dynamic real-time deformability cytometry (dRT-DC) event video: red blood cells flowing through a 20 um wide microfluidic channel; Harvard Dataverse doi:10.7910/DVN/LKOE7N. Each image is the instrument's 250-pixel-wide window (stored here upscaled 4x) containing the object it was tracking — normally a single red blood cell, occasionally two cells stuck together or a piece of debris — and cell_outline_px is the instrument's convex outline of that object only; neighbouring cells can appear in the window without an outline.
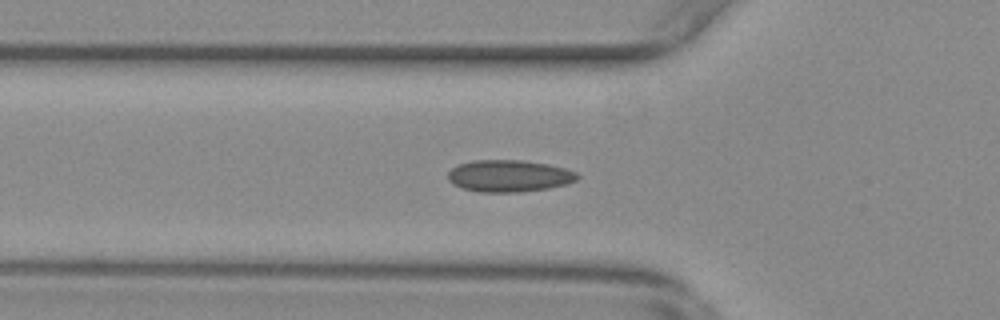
{"species": "common noctule bat (a hibernating species)", "species_latin": "Nyctalus noctula", "temperature_condition": "warm", "stored_images_in_passage": 40, "camera_frame_rate_fps": 3000, "um_per_image_px": 0.085, "animal": {"sex": "female", "body_mass_g": 29.2, "forearm_length_mm": 56.3}, "frame": {"image": 1, "passage_image": 2, "time_ms": 0.333, "image_size_px": [1000, 320], "cell_outline_px": [[580, 176], [576, 180], [564, 184], [548, 188], [520, 192], [480, 192], [460, 188], [452, 184], [448, 180], [448, 172], [456, 164], [472, 160], [520, 160], [548, 164], [564, 168], [576, 172]], "centroid_in_image_um": [43.21, 14.95], "position_along_channel_um": 82.6, "area_um2": 24.16}}
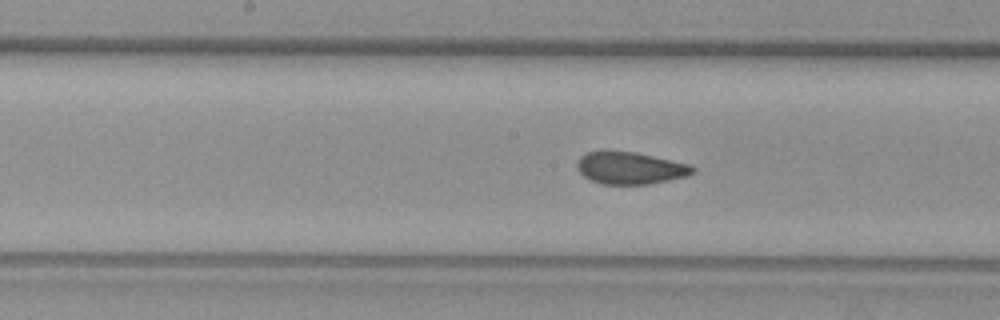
{"frame": {"image": 2, "passage_image": 11, "time_ms": 3.333, "image_size_px": [1000, 320], "cell_outline_px": [[696, 172], [688, 176], [648, 184], [600, 184], [584, 176], [576, 168], [576, 164], [580, 156], [588, 152], [604, 148], [636, 152], [688, 164], [696, 168]], "centroid_in_image_um": [53.53, 14.25], "position_along_channel_um": 194.7, "area_um2": 22.14}}
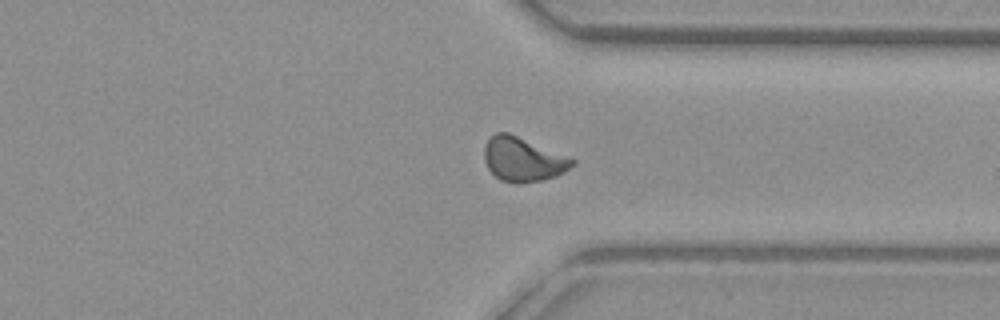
{"frame": {"image": 3, "passage_image": 25, "time_ms": 8.0, "image_size_px": [1000, 320], "cell_outline_px": [[576, 164], [564, 172], [556, 176], [544, 180], [520, 184], [516, 184], [500, 180], [488, 168], [484, 160], [484, 148], [488, 140], [496, 132], [508, 132], [576, 160]], "centroid_in_image_um": [44.45, 13.57], "position_along_channel_um": 366.9, "area_um2": 22.6}}